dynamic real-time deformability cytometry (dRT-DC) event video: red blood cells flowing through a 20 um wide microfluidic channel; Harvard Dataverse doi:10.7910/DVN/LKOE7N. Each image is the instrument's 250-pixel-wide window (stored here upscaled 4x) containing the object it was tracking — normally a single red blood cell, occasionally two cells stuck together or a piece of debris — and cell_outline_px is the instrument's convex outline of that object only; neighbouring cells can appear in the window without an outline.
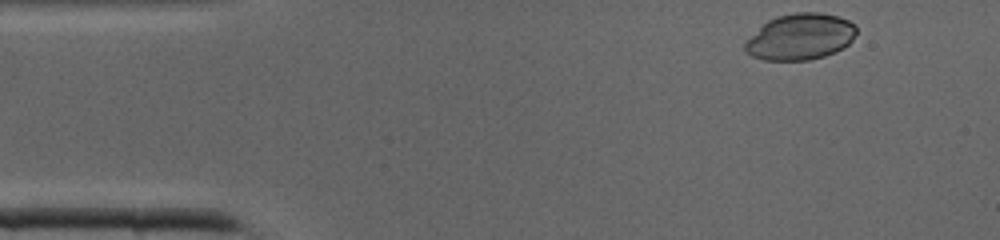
{"species": "common noctule bat (a hibernating species)", "species_latin": "Nyctalus noctula", "temperature_condition": "cold", "stored_images_in_passage": 34, "camera_frame_rate_fps": 3000, "um_per_image_px": 0.085, "animal": {"sex": "male", "body_mass_g": 19.0, "forearm_length_mm": 50.8}, "frame": {"image": 1, "passage_image": 1, "time_ms": 0.0, "image_size_px": [1000, 240], "cell_outline_px": [[856, 32], [852, 40], [844, 48], [824, 56], [808, 60], [764, 60], [752, 56], [744, 52], [744, 44], [768, 20], [776, 16], [796, 12], [820, 12], [836, 16], [848, 20], [856, 24]], "centroid_in_image_um": [68.04, 3.13], "position_along_channel_um": 17.0, "area_um2": 29.88}}